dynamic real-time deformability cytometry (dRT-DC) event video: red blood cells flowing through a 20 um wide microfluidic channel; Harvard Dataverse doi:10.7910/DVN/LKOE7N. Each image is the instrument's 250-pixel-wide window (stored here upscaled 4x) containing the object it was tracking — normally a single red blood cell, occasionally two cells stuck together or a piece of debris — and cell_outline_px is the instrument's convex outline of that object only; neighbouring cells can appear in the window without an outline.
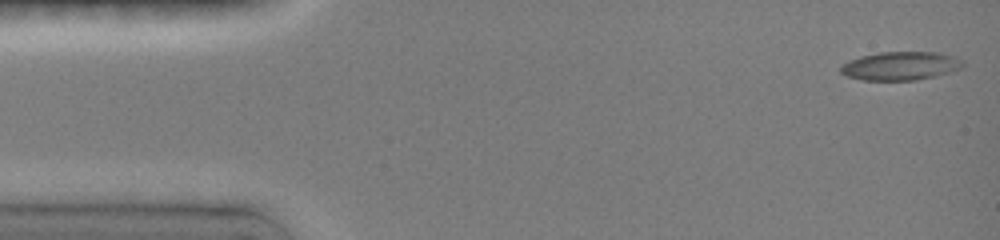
{"species": "common noctule bat (a hibernating species)", "species_latin": "Nyctalus noctula", "temperature_condition": "room temperature", "stored_images_in_passage": 5, "camera_frame_rate_fps": 3000, "um_per_image_px": 0.085, "animal": {"sex": "female", "body_mass_g": 19.0, "forearm_length_mm": 51.5}, "frame": {"image": 1, "passage_image": 1, "time_ms": 0.0, "image_size_px": [1000, 240], "cell_outline_px": [[964, 64], [960, 68], [936, 76], [916, 80], [864, 80], [848, 76], [840, 72], [840, 64], [848, 60], [860, 56], [880, 52], [940, 52], [964, 60]], "centroid_in_image_um": [76.52, 5.59], "position_along_channel_um": 8.5, "area_um2": 20.35}}